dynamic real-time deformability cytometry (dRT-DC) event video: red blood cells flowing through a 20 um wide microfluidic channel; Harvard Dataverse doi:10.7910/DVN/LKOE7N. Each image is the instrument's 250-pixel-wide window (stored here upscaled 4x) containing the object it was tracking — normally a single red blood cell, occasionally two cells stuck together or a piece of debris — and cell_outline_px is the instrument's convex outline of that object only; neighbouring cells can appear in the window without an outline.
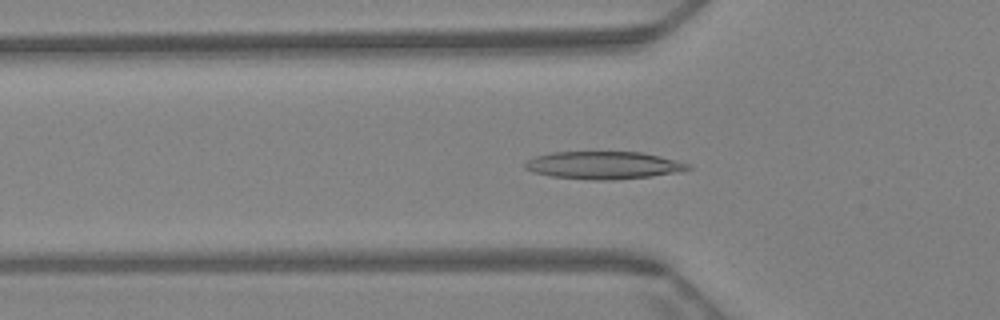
{"species": "Egyptian fruit bat (a non-hibernating species)", "species_latin": "Rousettus aegyptiacus", "temperature_condition": "warm", "stored_images_in_passage": 60, "camera_frame_rate_fps": 3000, "um_per_image_px": 0.085, "animal": {"sex": "female"}, "frame": {"image": 1, "passage_image": 17, "time_ms": 5.333, "image_size_px": [1000, 320], "cell_outline_px": [[692, 168], [680, 172], [652, 176], [612, 180], [592, 180], [552, 176], [532, 172], [524, 168], [524, 164], [528, 160], [536, 156], [552, 152], [640, 152], [660, 156], [692, 164]], "centroid_in_image_um": [51.33, 14.05], "position_along_channel_um": 74.5, "area_um2": 26.3}}
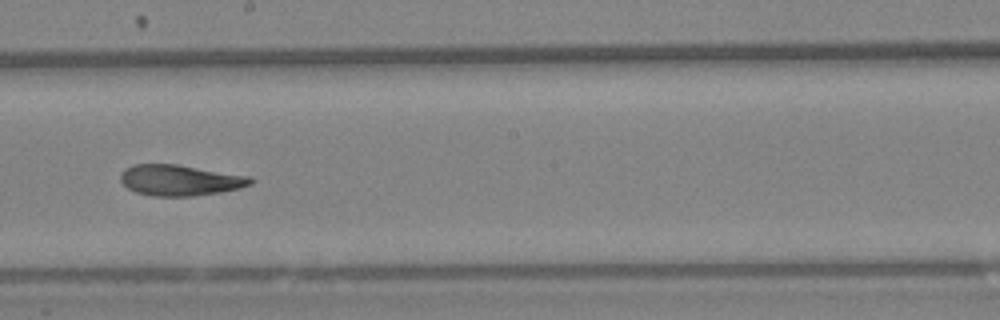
{"frame": {"image": 2, "passage_image": 32, "time_ms": 10.333, "image_size_px": [1000, 320], "cell_outline_px": [[256, 180], [252, 184], [240, 188], [220, 192], [192, 196], [152, 196], [136, 192], [128, 188], [120, 180], [120, 172], [124, 168], [132, 164], [176, 164], [252, 176]], "centroid_in_image_um": [15.32, 15.31], "position_along_channel_um": 232.9, "area_um2": 23.64}}
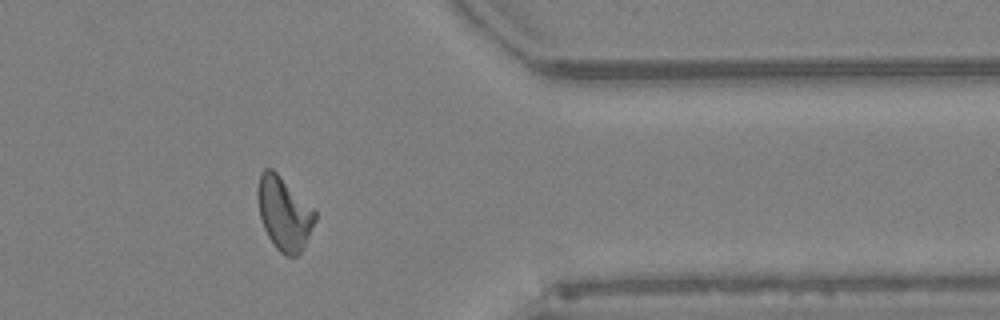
{"frame": {"image": 3, "passage_image": 48, "time_ms": 15.667, "image_size_px": [1000, 320], "cell_outline_px": [[316, 220], [304, 248], [296, 256], [284, 256], [276, 248], [268, 236], [264, 228], [260, 216], [256, 196], [256, 192], [260, 172], [264, 168], [272, 168], [316, 212]], "centroid_in_image_um": [24.12, 18.15], "position_along_channel_um": 387.3, "area_um2": 24.39}, "authors_computed_cell_mechanics": {"area_um2": 23.987, "velocity_mm_per_s": 3.1827, "shape_relaxation_time_tau1_ms": null, "shape_relaxation_time_tau2_ms": 3.5934, "deformation_change_tau1": null, "deformation_change_tau2": 0.1094}}